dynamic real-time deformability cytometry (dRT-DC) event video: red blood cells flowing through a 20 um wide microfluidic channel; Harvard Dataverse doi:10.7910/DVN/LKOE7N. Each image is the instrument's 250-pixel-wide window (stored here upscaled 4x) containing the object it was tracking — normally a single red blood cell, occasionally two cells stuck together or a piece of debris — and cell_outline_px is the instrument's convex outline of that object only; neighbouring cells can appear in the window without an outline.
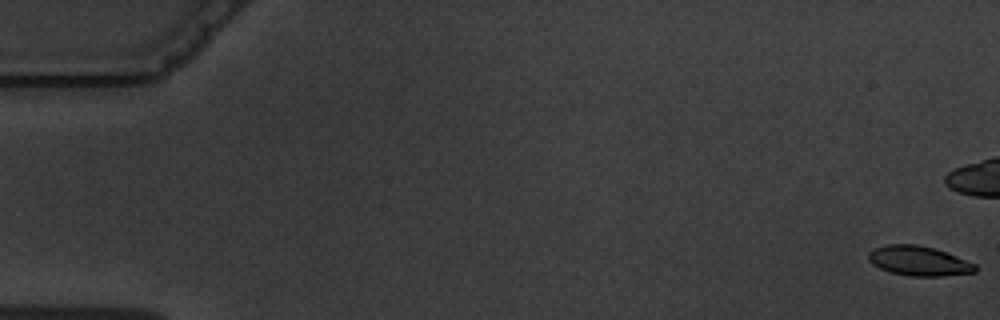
{"species": "common noctule bat (a hibernating species)", "species_latin": "Nyctalus noctula", "temperature_condition": "warm", "stored_images_in_passage": 6, "camera_frame_rate_fps": 3000, "um_per_image_px": 0.085, "animal": {"sex": "male", "body_mass_g": 19.5, "forearm_length_mm": 54.6}, "frame": {"image": 1, "passage_image": 1, "time_ms": 0.0, "image_size_px": [1000, 320], "cell_outline_px": [[976, 272], [944, 276], [908, 276], [892, 272], [880, 268], [872, 264], [868, 260], [868, 252], [876, 248], [888, 244], [916, 244], [932, 248], [956, 256], [976, 264]], "centroid_in_image_um": [78.09, 22.18], "position_along_channel_um": 6.9, "area_um2": 18.32}}